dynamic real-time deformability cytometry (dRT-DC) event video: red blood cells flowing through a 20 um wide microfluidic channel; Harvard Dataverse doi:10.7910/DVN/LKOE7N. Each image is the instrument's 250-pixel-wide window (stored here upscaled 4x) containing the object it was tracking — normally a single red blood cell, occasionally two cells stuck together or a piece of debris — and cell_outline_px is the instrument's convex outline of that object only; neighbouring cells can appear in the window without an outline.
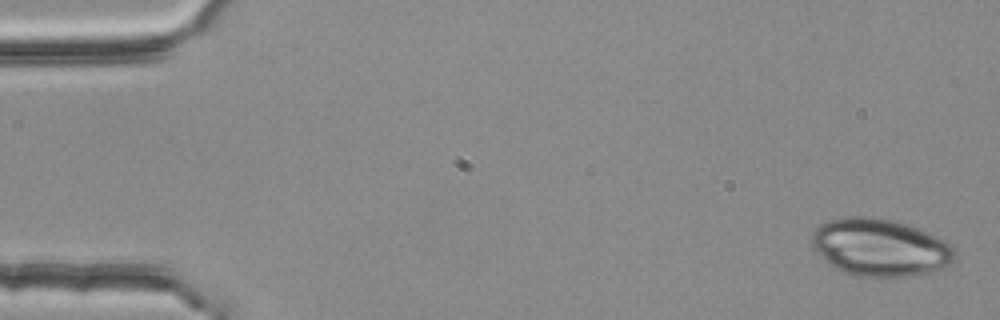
{"species": "common noctule bat (a hibernating species)", "species_latin": "Nyctalus noctula", "temperature_condition": "room temperature", "stored_images_in_passage": 4, "camera_frame_rate_fps": 3000, "um_per_image_px": 0.085, "animal": {"sex": "female", "body_mass_g": 25.1}, "frame": {"image": 1, "passage_image": 1, "time_ms": 0.0, "image_size_px": [1000, 320], "cell_outline_px": [[956, 252], [952, 260], [944, 268], [932, 272], [908, 276], [856, 276], [844, 272], [836, 268], [824, 260], [812, 244], [812, 232], [820, 224], [828, 220], [848, 216], [864, 216], [892, 220], [908, 224], [928, 232], [944, 240]], "centroid_in_image_um": [74.79, 21.02], "position_along_channel_um": 10.2, "area_um2": 47.57}}